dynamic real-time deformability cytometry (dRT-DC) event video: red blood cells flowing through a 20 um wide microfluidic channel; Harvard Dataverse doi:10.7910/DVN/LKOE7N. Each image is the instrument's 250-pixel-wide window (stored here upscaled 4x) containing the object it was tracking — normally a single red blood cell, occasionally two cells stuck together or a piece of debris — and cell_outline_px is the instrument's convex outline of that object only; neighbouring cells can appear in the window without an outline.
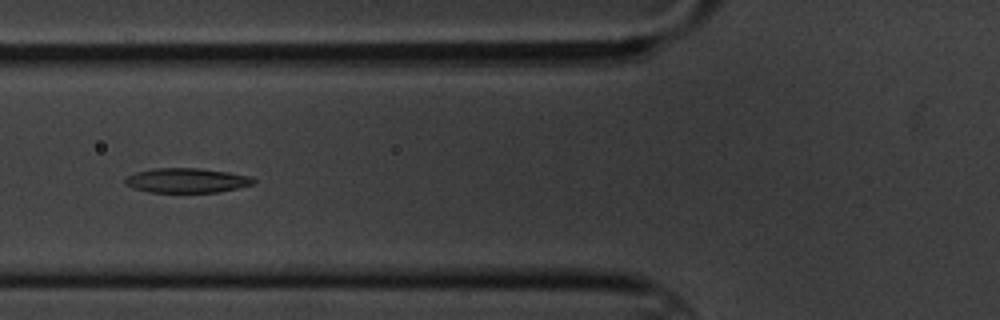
{"species": "common noctule bat (a hibernating species)", "species_latin": "Nyctalus noctula", "temperature_condition": "cold", "stored_images_in_passage": 12, "camera_frame_rate_fps": 3000, "um_per_image_px": 0.085, "animal": {"sex": "male", "body_mass_g": 20.1, "forearm_length_mm": 53.5}, "frame": {"image": 1, "passage_image": 5, "time_ms": 5.667, "image_size_px": [1000, 320], "cell_outline_px": [[256, 180], [252, 184], [220, 192], [148, 192], [132, 188], [124, 184], [124, 180], [128, 176], [136, 172], [152, 168], [196, 168], [228, 172], [252, 176]], "centroid_in_image_um": [15.84, 15.33], "position_along_channel_um": 110.0, "area_um2": 18.44}}
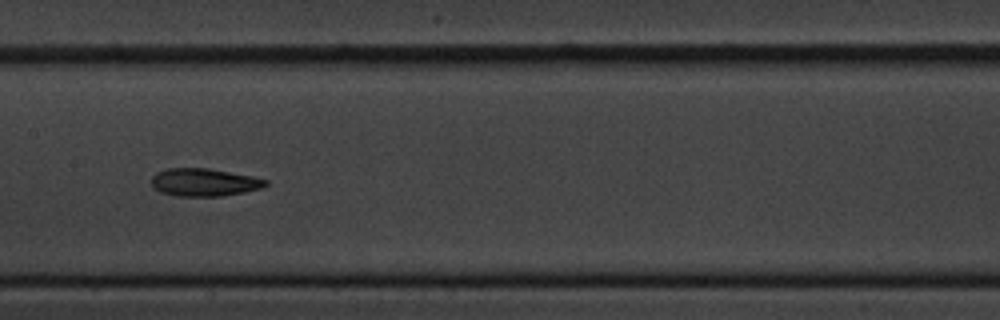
{"frame": {"image": 2, "passage_image": 7, "time_ms": 8.0, "image_size_px": [1000, 320], "cell_outline_px": [[268, 184], [260, 188], [244, 192], [220, 196], [176, 196], [160, 192], [152, 188], [152, 176], [156, 172], [168, 168], [208, 168], [252, 176], [268, 180]], "centroid_in_image_um": [17.32, 15.49], "position_along_channel_um": 190.1, "area_um2": 18.5}}
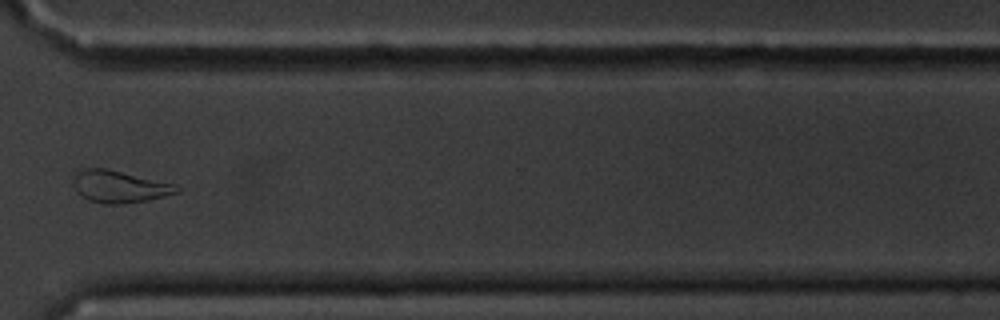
{"frame": {"image": 3, "passage_image": 11, "time_ms": 13.0, "image_size_px": [1000, 320], "cell_outline_px": [[184, 188], [180, 192], [164, 196], [144, 200], [120, 204], [104, 204], [88, 200], [80, 196], [72, 184], [72, 172], [76, 168], [108, 168], [172, 184]], "centroid_in_image_um": [10.05, 15.84], "position_along_channel_um": 360.6, "area_um2": 19.65}, "authors_computed_cell_mechanics": {"area_um2": 18.8139, "velocity_mm_per_s": 3.4199, "shape_relaxation_time_tau1_ms": 9.2574, "shape_relaxation_time_tau2_ms": 11.1652, "deformation_change_tau1": 0.2117, "deformation_change_tau2": 0.2085}}